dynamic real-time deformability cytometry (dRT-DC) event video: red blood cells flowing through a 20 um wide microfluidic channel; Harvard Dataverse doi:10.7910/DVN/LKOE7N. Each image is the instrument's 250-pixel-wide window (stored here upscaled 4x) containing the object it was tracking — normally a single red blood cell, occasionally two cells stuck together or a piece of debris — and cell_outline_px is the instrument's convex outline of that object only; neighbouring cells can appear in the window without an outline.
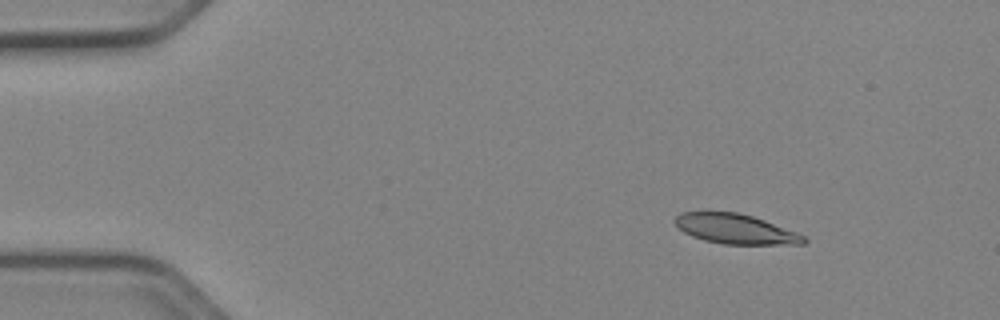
{"species": "Egyptian fruit bat (a non-hibernating species)", "species_latin": "Rousettus aegyptiacus", "temperature_condition": "cold", "stored_images_in_passage": 46, "camera_frame_rate_fps": 3000, "um_per_image_px": 0.085, "animal": {"sex": "female"}, "frame": {"image": 1, "passage_image": 1, "time_ms": 0.0, "image_size_px": [1000, 320], "cell_outline_px": [[808, 240], [804, 244], [724, 244], [704, 240], [692, 236], [684, 232], [672, 220], [680, 212], [736, 212], [752, 216], [764, 220], [796, 232], [804, 236]], "centroid_in_image_um": [62.5, 19.46], "position_along_channel_um": 22.5, "area_um2": 22.2}}
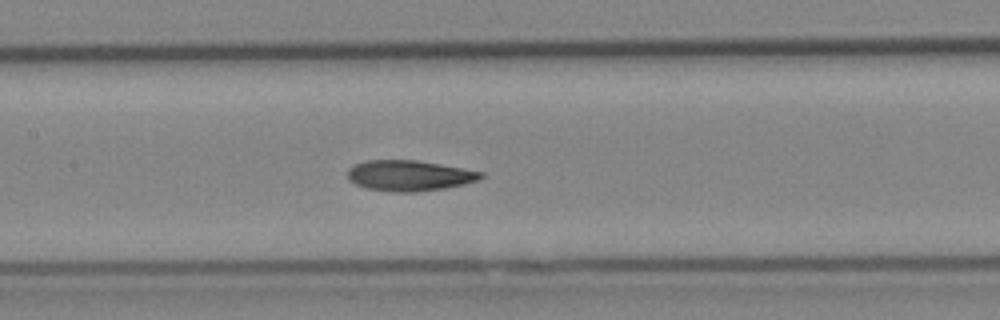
{"frame": {"image": 2, "passage_image": 19, "time_ms": 6.0, "image_size_px": [1000, 320], "cell_outline_px": [[484, 176], [476, 180], [464, 184], [444, 188], [416, 192], [392, 192], [368, 188], [356, 184], [348, 180], [348, 168], [356, 164], [368, 160], [416, 160], [484, 172]], "centroid_in_image_um": [34.77, 14.93], "position_along_channel_um": 172.6, "area_um2": 23.58}}
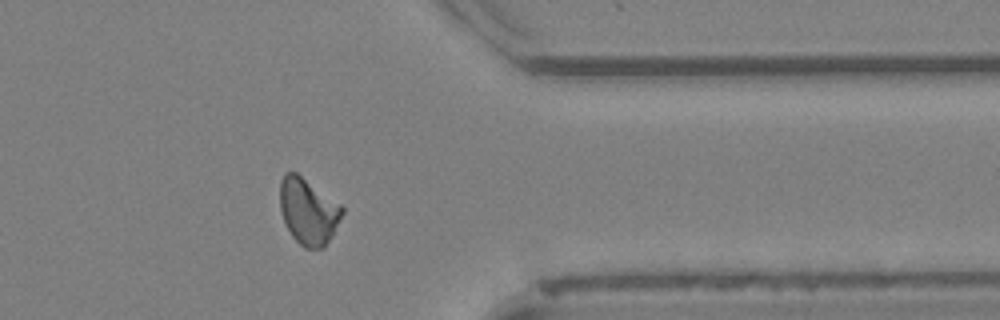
{"frame": {"image": 3, "passage_image": 36, "time_ms": 11.667, "image_size_px": [1000, 320], "cell_outline_px": [[344, 212], [332, 236], [324, 248], [304, 248], [292, 236], [284, 220], [280, 208], [280, 180], [284, 172], [296, 172], [340, 204], [344, 208]], "centroid_in_image_um": [26.2, 17.96], "position_along_channel_um": 385.2, "area_um2": 23.87}, "authors_computed_cell_mechanics": {"area_um2": 23.3512, "velocity_mm_per_s": 3.9442, "shape_relaxation_time_tau1_ms": 5.5804, "shape_relaxation_time_tau2_ms": 4.2107, "deformation_change_tau1": 0.1531, "deformation_change_tau2": 0.1088}}